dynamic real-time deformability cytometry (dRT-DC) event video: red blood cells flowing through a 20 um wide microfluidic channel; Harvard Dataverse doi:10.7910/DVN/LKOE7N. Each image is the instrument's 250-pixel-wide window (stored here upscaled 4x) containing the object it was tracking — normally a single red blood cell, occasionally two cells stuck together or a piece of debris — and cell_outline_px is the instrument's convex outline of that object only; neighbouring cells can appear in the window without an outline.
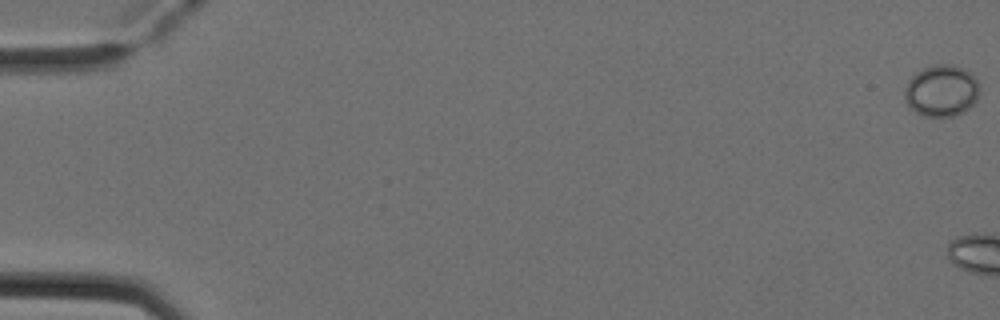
{"species": "Egyptian fruit bat (a non-hibernating species)", "species_latin": "Rousettus aegyptiacus", "temperature_condition": "cold", "stored_images_in_passage": 7, "camera_frame_rate_fps": 3000, "um_per_image_px": 0.085, "animal": {"sex": "female"}, "frame": {"image": 1, "passage_image": 1, "time_ms": 0.0, "image_size_px": [1000, 320], "cell_outline_px": [[980, 92], [976, 100], [964, 112], [956, 116], [924, 116], [908, 108], [904, 96], [904, 88], [908, 80], [916, 72], [932, 64], [956, 64], [968, 72], [976, 80], [980, 88]], "centroid_in_image_um": [80.0, 7.71], "position_along_channel_um": 5.0, "area_um2": 22.77}}
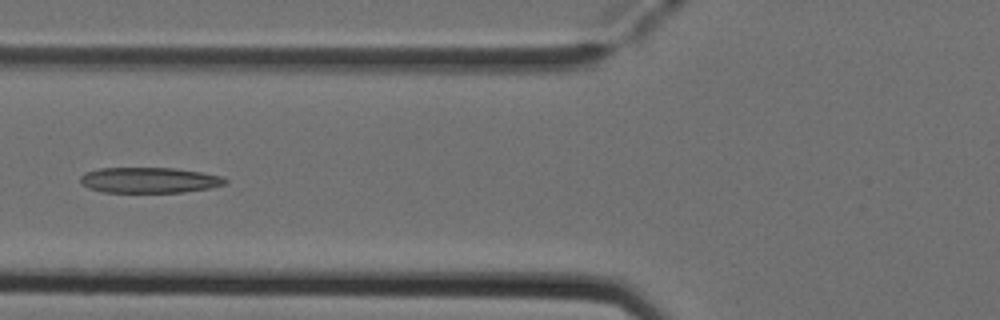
{"frame": {"image": 2, "passage_image": 7, "time_ms": 2.0, "image_size_px": [1000, 320], "cell_outline_px": [[228, 180], [224, 184], [212, 188], [184, 192], [104, 192], [88, 188], [80, 184], [80, 176], [84, 172], [100, 168], [176, 168], [224, 176]], "centroid_in_image_um": [12.68, 15.31], "position_along_channel_um": 113.1, "area_um2": 21.79}}